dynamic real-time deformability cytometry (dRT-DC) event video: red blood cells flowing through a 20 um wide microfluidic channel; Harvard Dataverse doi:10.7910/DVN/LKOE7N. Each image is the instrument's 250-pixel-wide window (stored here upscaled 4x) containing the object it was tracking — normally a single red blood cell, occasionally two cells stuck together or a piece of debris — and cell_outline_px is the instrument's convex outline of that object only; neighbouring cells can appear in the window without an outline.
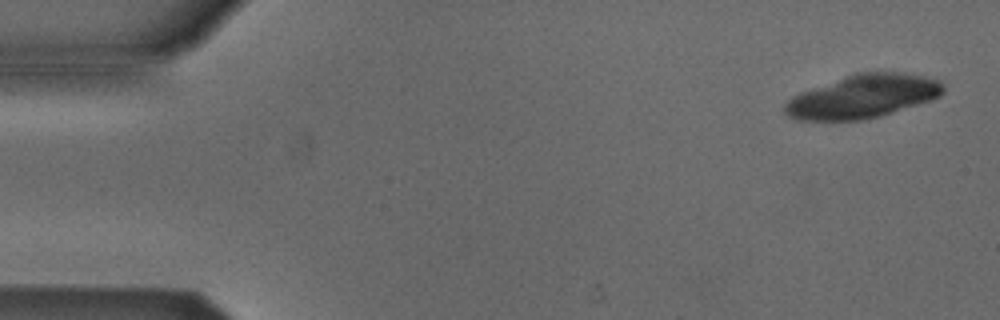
{"species": "Egyptian fruit bat (a non-hibernating species)", "species_latin": "Rousettus aegyptiacus", "temperature_condition": "cold", "stored_images_in_passage": 5, "camera_frame_rate_fps": 3000, "um_per_image_px": 0.085, "animal": {"sex": "male"}, "frame": {"image": 1, "passage_image": 5, "time_ms": 5.0, "image_size_px": [1000, 320], "cell_outline_px": [[944, 92], [940, 96], [932, 100], [892, 112], [860, 120], [796, 120], [788, 116], [784, 112], [784, 104], [792, 96], [800, 92], [856, 72], [904, 72], [924, 76], [940, 80], [944, 84]], "centroid_in_image_um": [73.35, 8.18], "position_along_channel_um": 11.7, "area_um2": 40.0}}